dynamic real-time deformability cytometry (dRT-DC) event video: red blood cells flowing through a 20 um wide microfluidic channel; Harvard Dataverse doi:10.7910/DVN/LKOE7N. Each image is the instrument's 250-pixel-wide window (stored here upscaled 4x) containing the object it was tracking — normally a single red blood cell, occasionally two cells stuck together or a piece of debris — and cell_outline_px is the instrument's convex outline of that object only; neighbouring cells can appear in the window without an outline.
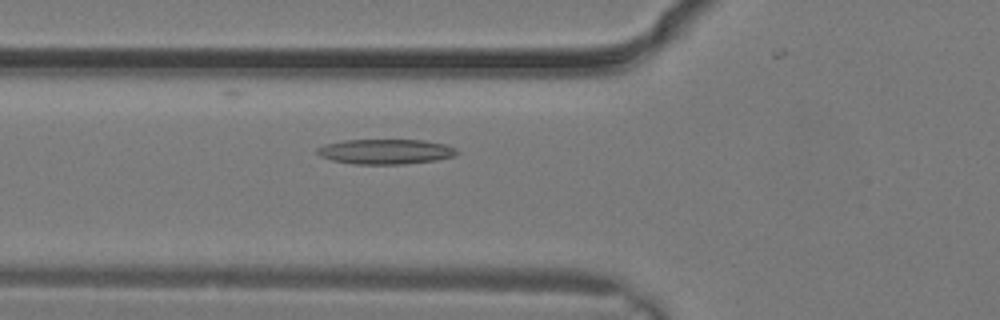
{"species": "common noctule bat (a hibernating species)", "species_latin": "Nyctalus noctula", "temperature_condition": "warm", "stored_images_in_passage": 4, "camera_frame_rate_fps": 3000, "um_per_image_px": 0.085, "animal": {"sex": "male", "body_mass_g": 19.2, "forearm_length_mm": 51.8}, "frame": {"image": 1, "passage_image": 4, "time_ms": 1.0, "image_size_px": [1000, 320], "cell_outline_px": [[460, 152], [456, 156], [436, 160], [404, 164], [352, 164], [332, 160], [320, 156], [316, 152], [316, 148], [324, 144], [344, 140], [424, 140], [448, 144], [456, 148]], "centroid_in_image_um": [32.81, 12.88], "position_along_channel_um": 93.0, "area_um2": 20.63}}